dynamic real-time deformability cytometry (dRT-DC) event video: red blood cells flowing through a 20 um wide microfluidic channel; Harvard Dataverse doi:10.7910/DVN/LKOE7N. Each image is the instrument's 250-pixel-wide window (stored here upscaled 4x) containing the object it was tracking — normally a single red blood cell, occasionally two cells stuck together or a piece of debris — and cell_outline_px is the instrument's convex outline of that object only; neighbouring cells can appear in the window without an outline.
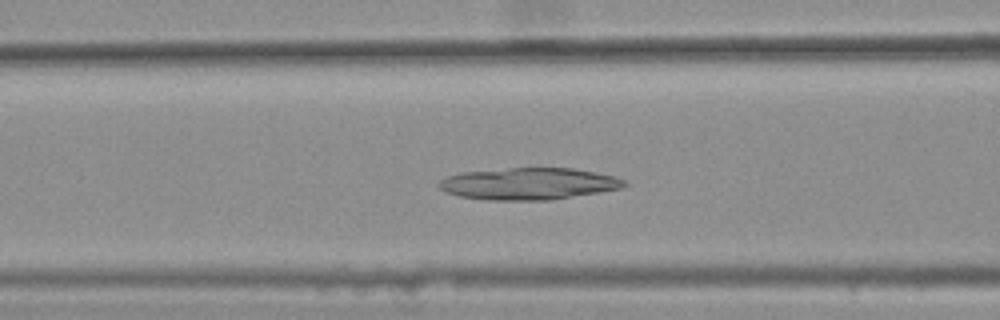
{"species": "common noctule bat (a hibernating species)", "species_latin": "Nyctalus noctula", "temperature_condition": "warm", "stored_images_in_passage": 46, "camera_frame_rate_fps": 3000, "um_per_image_px": 0.085, "animal": {"sex": "female", "body_mass_g": 25.1}, "frame": {"image": 1, "passage_image": 22, "time_ms": 7.0, "image_size_px": [1000, 320], "cell_outline_px": [[628, 184], [620, 188], [552, 200], [488, 200], [460, 196], [444, 192], [436, 184], [440, 180], [448, 176], [464, 172], [508, 168], [572, 168], [616, 176], [624, 180]], "centroid_in_image_um": [44.92, 15.62], "position_along_channel_um": 121.7, "area_um2": 34.28}}
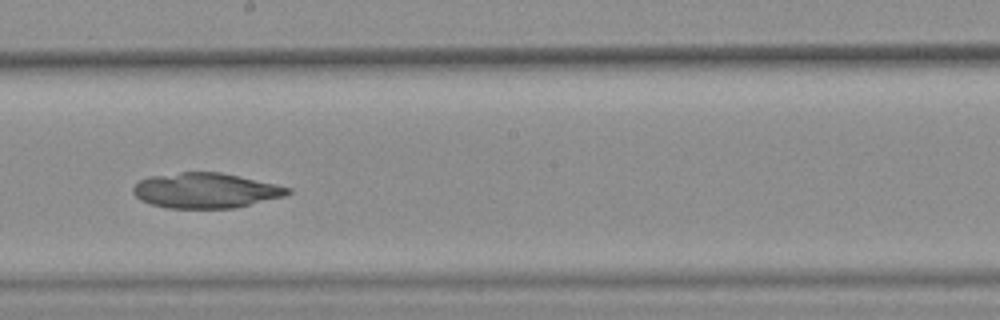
{"frame": {"image": 2, "passage_image": 31, "time_ms": 10.0, "image_size_px": [1000, 320], "cell_outline_px": [[292, 192], [284, 196], [236, 208], [168, 208], [152, 204], [140, 200], [132, 192], [132, 188], [140, 180], [148, 176], [180, 172], [220, 172], [276, 184], [292, 188]], "centroid_in_image_um": [17.47, 16.19], "position_along_channel_um": 230.7, "area_um2": 31.73}}
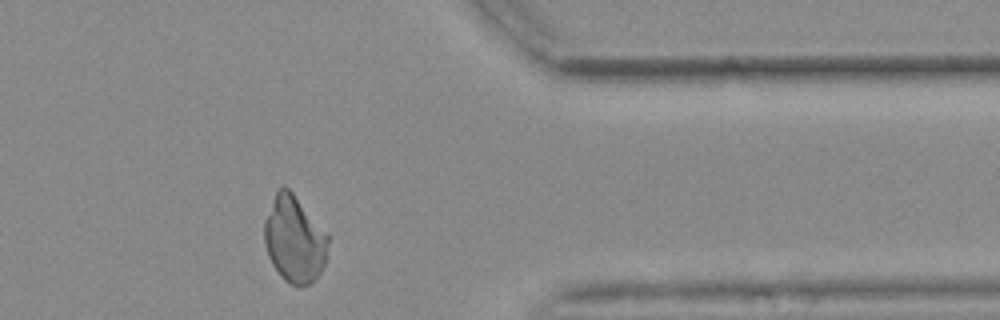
{"frame": {"image": 3, "passage_image": 45, "time_ms": 14.667, "image_size_px": [1000, 320], "cell_outline_px": [[328, 244], [324, 264], [320, 272], [308, 284], [292, 284], [284, 280], [280, 276], [272, 264], [268, 256], [264, 244], [264, 220], [276, 188], [284, 184], [292, 192], [328, 236]], "centroid_in_image_um": [24.96, 20.3], "position_along_channel_um": 386.4, "area_um2": 31.73}}